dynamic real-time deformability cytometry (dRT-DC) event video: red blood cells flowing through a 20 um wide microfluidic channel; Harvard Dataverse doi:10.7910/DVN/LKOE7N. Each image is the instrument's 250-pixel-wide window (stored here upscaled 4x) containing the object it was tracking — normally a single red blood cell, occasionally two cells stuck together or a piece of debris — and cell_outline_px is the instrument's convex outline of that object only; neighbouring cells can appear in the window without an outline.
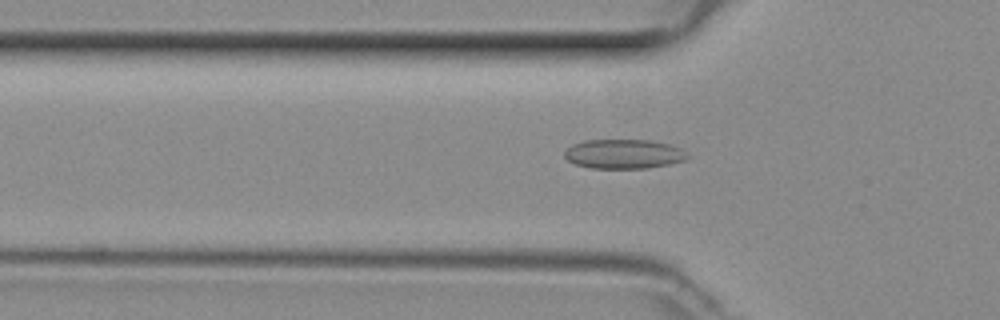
{"species": "common noctule bat (a hibernating species)", "species_latin": "Nyctalus noctula", "temperature_condition": "room temperature", "stored_images_in_passage": 44, "camera_frame_rate_fps": 3000, "um_per_image_px": 0.085, "animal": {"sex": "female", "body_mass_g": 29.2, "forearm_length_mm": 56.3}, "frame": {"image": 1, "passage_image": 11, "time_ms": 3.333, "image_size_px": [1000, 320], "cell_outline_px": [[688, 156], [684, 160], [668, 164], [648, 168], [592, 168], [576, 164], [568, 160], [564, 156], [564, 152], [572, 144], [584, 140], [648, 140], [668, 144], [680, 148]], "centroid_in_image_um": [52.98, 13.08], "position_along_channel_um": 72.8, "area_um2": 20.81}}
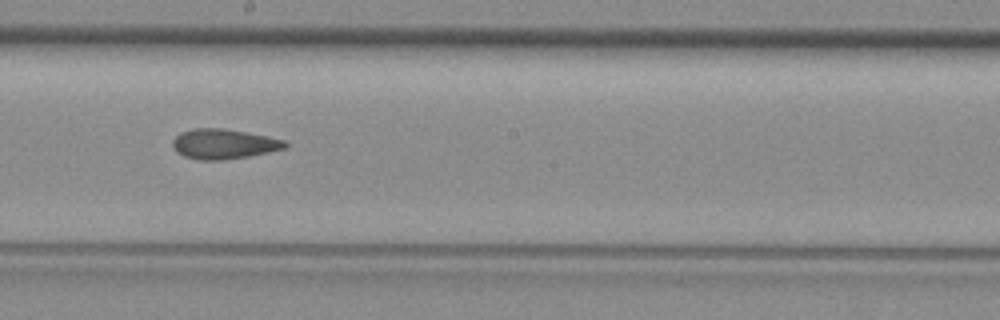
{"frame": {"image": 2, "passage_image": 22, "time_ms": 7.0, "image_size_px": [1000, 320], "cell_outline_px": [[288, 148], [248, 156], [224, 160], [200, 160], [184, 156], [176, 152], [172, 144], [172, 140], [180, 132], [196, 128], [224, 128], [268, 136], [284, 140], [288, 144]], "centroid_in_image_um": [19.02, 12.23], "position_along_channel_um": 229.2, "area_um2": 19.71}}
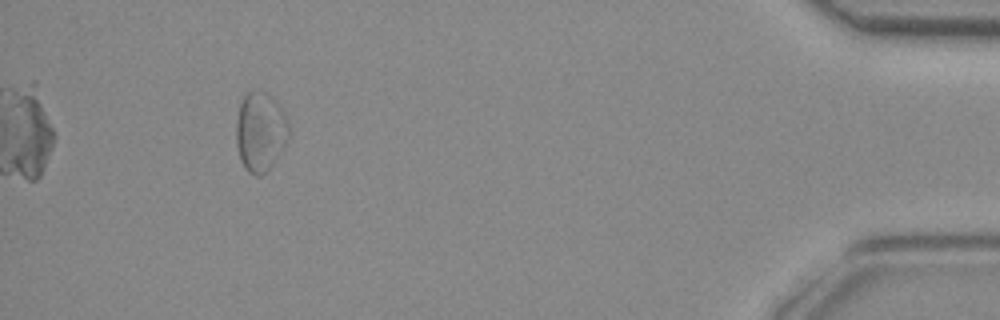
{"frame": {"image": 3, "passage_image": 40, "time_ms": 13.0, "image_size_px": [1000, 320], "cell_outline_px": [[288, 136], [280, 152], [272, 164], [260, 176], [256, 176], [248, 172], [244, 168], [240, 160], [236, 144], [236, 120], [240, 104], [244, 96], [252, 88], [256, 88], [264, 92], [284, 112], [288, 124]], "centroid_in_image_um": [22.08, 11.19], "position_along_channel_um": 413.1, "area_um2": 24.04}}